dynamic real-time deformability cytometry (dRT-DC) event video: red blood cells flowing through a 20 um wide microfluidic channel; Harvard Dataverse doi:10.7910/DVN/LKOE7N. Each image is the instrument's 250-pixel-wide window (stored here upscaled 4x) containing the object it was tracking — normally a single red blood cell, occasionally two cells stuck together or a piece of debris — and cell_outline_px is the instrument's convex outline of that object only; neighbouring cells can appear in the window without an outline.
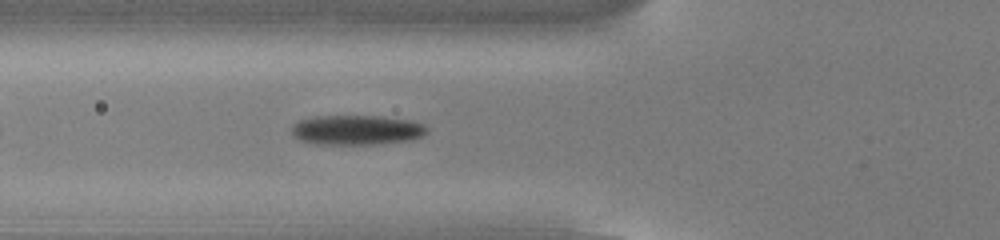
{"species": "common noctule bat (a hibernating species)", "species_latin": "Nyctalus noctula", "temperature_condition": "cold", "stored_images_in_passage": 21, "camera_frame_rate_fps": 3000, "um_per_image_px": 0.085, "animal": {"sex": "male", "body_mass_g": 13.0, "forearm_length_mm": 53.1}, "frame": {"image": 1, "passage_image": 7, "time_ms": 2.0, "image_size_px": [1000, 240], "cell_outline_px": [[428, 132], [424, 136], [412, 140], [380, 144], [312, 144], [300, 140], [292, 132], [292, 124], [300, 120], [316, 116], [380, 116], [408, 120], [424, 124], [428, 128]], "centroid_in_image_um": [30.35, 11.05], "position_along_channel_um": 95.4, "area_um2": 23.64}}
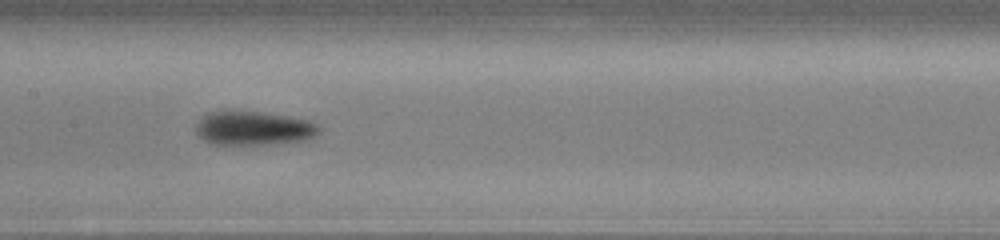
{"frame": {"image": 2, "passage_image": 14, "time_ms": 4.333, "image_size_px": [1000, 240], "cell_outline_px": [[320, 132], [316, 136], [304, 140], [280, 144], [212, 144], [204, 140], [196, 132], [196, 124], [208, 112], [224, 108], [260, 112], [288, 116], [308, 120], [320, 124]], "centroid_in_image_um": [21.56, 10.87], "position_along_channel_um": 185.8, "area_um2": 25.03}}
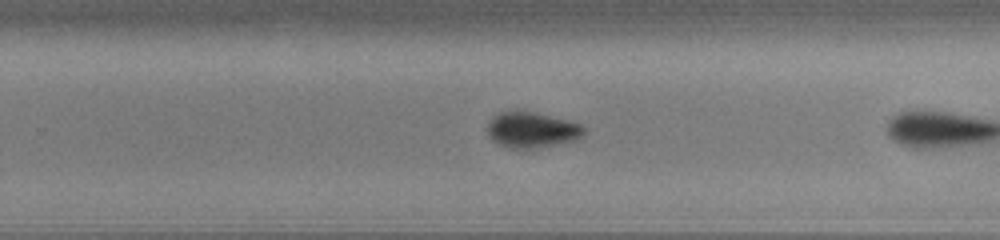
{"frame": {"image": 3, "passage_image": 19, "time_ms": 6.0, "image_size_px": [1000, 240], "cell_outline_px": [[584, 136], [576, 140], [532, 152], [508, 148], [492, 140], [488, 136], [488, 124], [500, 112], [532, 112], [568, 120], [580, 124], [584, 128]], "centroid_in_image_um": [45.25, 11.13], "position_along_channel_um": 284.5, "area_um2": 20.52}}